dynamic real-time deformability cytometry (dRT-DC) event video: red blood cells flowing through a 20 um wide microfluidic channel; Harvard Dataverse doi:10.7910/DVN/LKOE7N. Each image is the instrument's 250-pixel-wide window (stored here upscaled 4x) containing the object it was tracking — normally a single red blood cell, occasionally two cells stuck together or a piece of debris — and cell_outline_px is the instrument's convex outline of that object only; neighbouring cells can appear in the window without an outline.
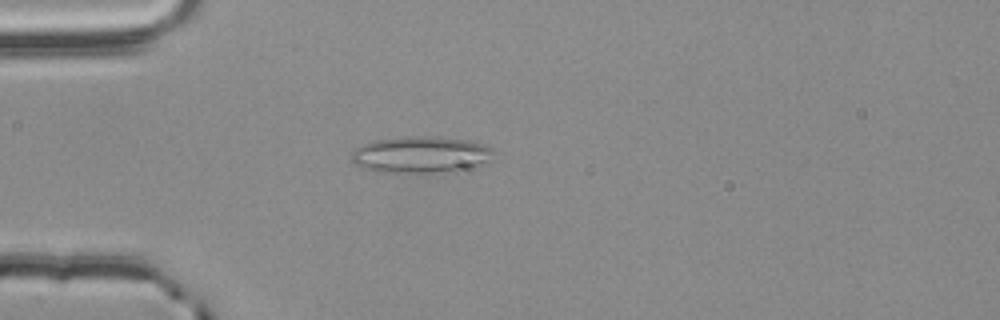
{"species": "common noctule bat (a hibernating species)", "species_latin": "Nyctalus noctula", "temperature_condition": "room temperature", "stored_images_in_passage": 50, "camera_frame_rate_fps": 3000, "um_per_image_px": 0.085, "animal": {"sex": "male", "body_mass_g": 20.4}, "frame": {"image": 1, "passage_image": 11, "time_ms": 3.333, "image_size_px": [1000, 320], "cell_outline_px": [[496, 152], [488, 160], [456, 172], [384, 172], [364, 168], [356, 164], [352, 160], [352, 152], [356, 148], [364, 144], [376, 140], [404, 136], [432, 136], [468, 140], [484, 144], [492, 148]], "centroid_in_image_um": [35.79, 13.13], "position_along_channel_um": 49.2, "area_um2": 30.11}}
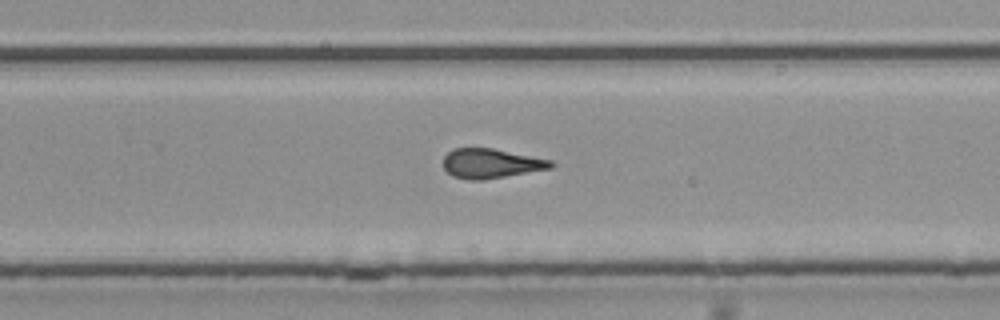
{"frame": {"image": 2, "passage_image": 31, "time_ms": 10.0, "image_size_px": [1000, 320], "cell_outline_px": [[556, 164], [552, 168], [484, 180], [468, 180], [452, 176], [444, 168], [444, 156], [452, 148], [492, 148], [552, 160]], "centroid_in_image_um": [41.74, 13.89], "position_along_channel_um": 288.1, "area_um2": 18.61}}
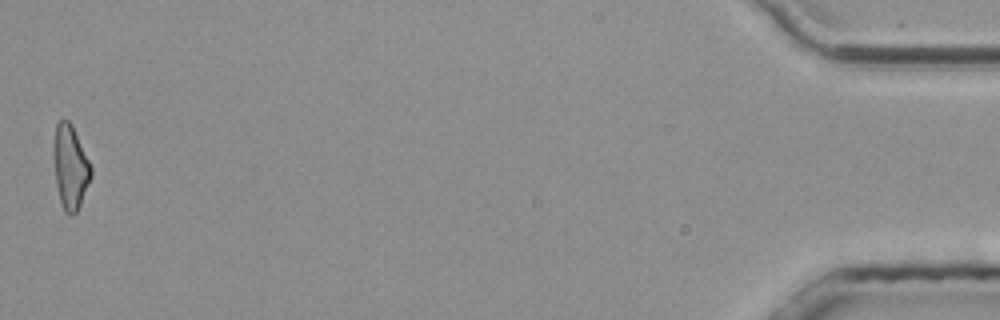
{"frame": {"image": 3, "passage_image": 50, "time_ms": 16.333, "image_size_px": [1000, 320], "cell_outline_px": [[92, 176], [80, 204], [76, 212], [72, 216], [68, 216], [64, 212], [60, 200], [56, 184], [52, 152], [52, 144], [56, 124], [60, 120], [68, 120], [72, 124], [92, 168]], "centroid_in_image_um": [5.95, 14.19], "position_along_channel_um": 429.2, "area_um2": 18.5}, "authors_computed_cell_mechanics": {"area_um2": 18.9584, "velocity_mm_per_s": 3.8071, "shape_relaxation_time_tau1_ms": 5.3083, "shape_relaxation_time_tau2_ms": 1.6284, "deformation_change_tau1": 0.1556, "deformation_change_tau2": 0.1329}}